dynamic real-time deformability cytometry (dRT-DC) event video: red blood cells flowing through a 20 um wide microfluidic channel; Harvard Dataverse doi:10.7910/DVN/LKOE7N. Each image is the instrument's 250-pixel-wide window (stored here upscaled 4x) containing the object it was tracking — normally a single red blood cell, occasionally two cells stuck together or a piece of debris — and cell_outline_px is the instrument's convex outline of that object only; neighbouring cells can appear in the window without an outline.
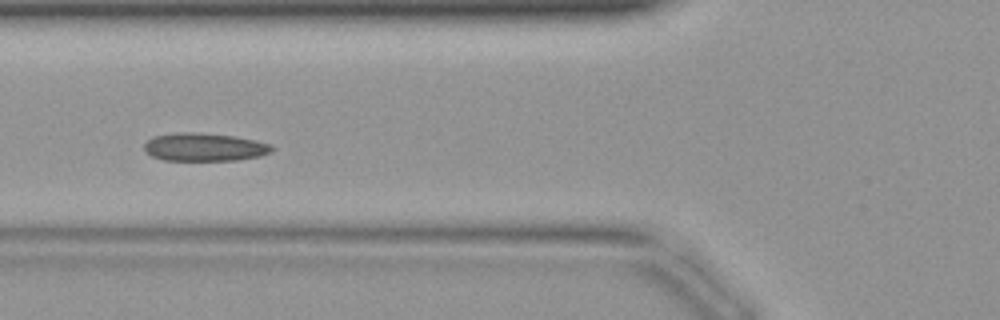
{"species": "common noctule bat (a hibernating species)", "species_latin": "Nyctalus noctula", "temperature_condition": "warm", "stored_images_in_passage": 42, "camera_frame_rate_fps": 3000, "um_per_image_px": 0.085, "animal": {"sex": "female", "body_mass_g": 19.9}, "frame": {"image": 1, "passage_image": 16, "time_ms": 5.0, "image_size_px": [1000, 320], "cell_outline_px": [[276, 148], [272, 152], [260, 156], [236, 160], [164, 160], [152, 156], [144, 148], [144, 144], [152, 136], [176, 132], [200, 132], [236, 136], [256, 140], [272, 144]], "centroid_in_image_um": [17.42, 12.49], "position_along_channel_um": 108.4, "area_um2": 21.15}}
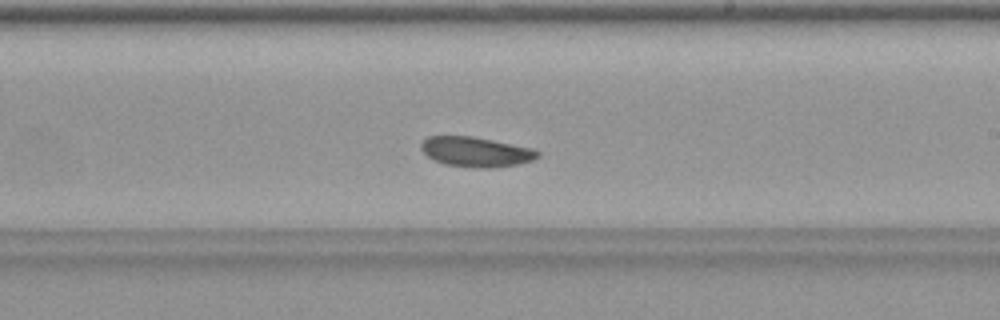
{"frame": {"image": 2, "passage_image": 25, "time_ms": 8.0, "image_size_px": [1000, 320], "cell_outline_px": [[540, 156], [532, 160], [516, 164], [492, 168], [480, 168], [444, 164], [428, 156], [420, 148], [420, 144], [428, 136], [472, 136], [532, 148], [540, 152]], "centroid_in_image_um": [40.45, 12.9], "position_along_channel_um": 248.5, "area_um2": 20.11}}
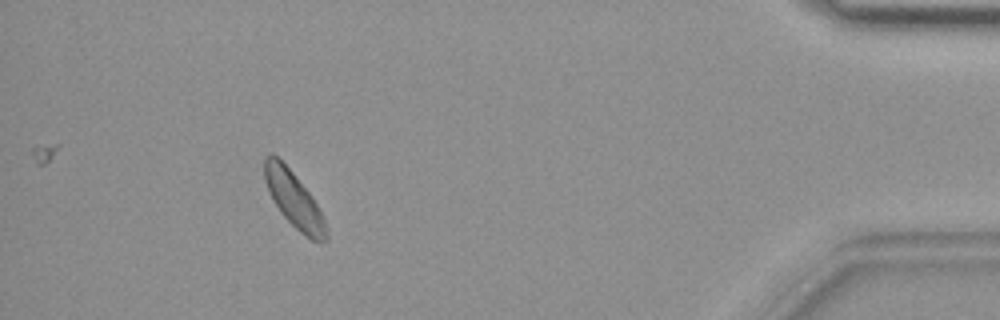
{"frame": {"image": 3, "passage_image": 39, "time_ms": 12.667, "image_size_px": [1000, 320], "cell_outline_px": [[328, 240], [324, 244], [320, 244], [312, 240], [300, 232], [280, 212], [272, 200], [264, 180], [264, 156], [272, 152], [292, 172], [312, 196], [324, 216], [328, 228]], "centroid_in_image_um": [25.02, 17.01], "position_along_channel_um": 410.2, "area_um2": 20.29}}